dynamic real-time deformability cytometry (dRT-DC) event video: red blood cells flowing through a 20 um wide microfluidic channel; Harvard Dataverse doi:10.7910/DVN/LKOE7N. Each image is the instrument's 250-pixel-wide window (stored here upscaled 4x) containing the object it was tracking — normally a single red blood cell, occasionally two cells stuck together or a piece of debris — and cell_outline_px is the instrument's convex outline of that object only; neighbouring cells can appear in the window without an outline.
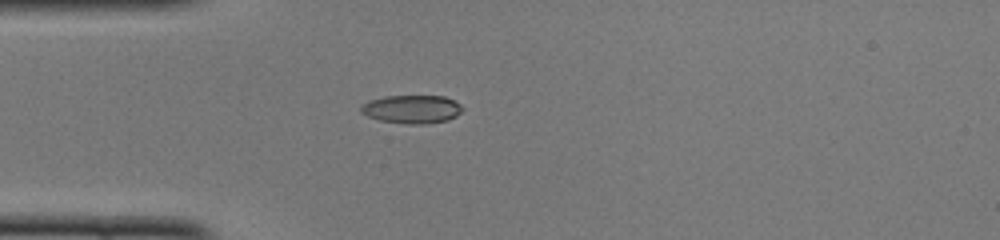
{"species": "common noctule bat (a hibernating species)", "species_latin": "Nyctalus noctula", "temperature_condition": "cold", "stored_images_in_passage": 37, "camera_frame_rate_fps": 3000, "um_per_image_px": 0.085, "animal": {"sex": "female", "body_mass_g": 22.0, "forearm_length_mm": 56.7}, "frame": {"image": 1, "passage_image": 1, "time_ms": 0.0, "image_size_px": [1000, 240], "cell_outline_px": [[464, 108], [456, 116], [448, 120], [424, 124], [408, 124], [380, 120], [368, 116], [360, 112], [360, 104], [368, 100], [388, 96], [444, 96], [460, 104]], "centroid_in_image_um": [34.99, 9.28], "position_along_channel_um": 50.0, "area_um2": 16.76}}
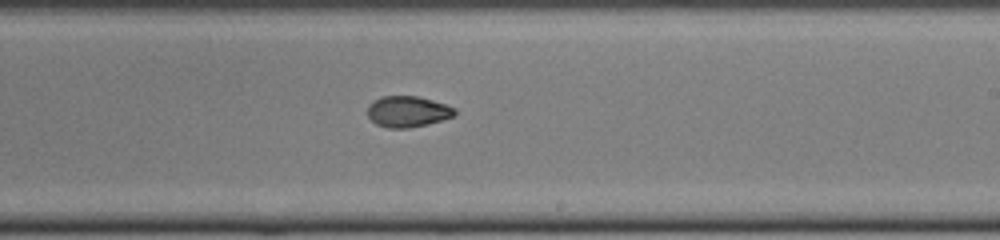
{"frame": {"image": 2, "passage_image": 17, "time_ms": 5.333, "image_size_px": [1000, 240], "cell_outline_px": [[456, 112], [452, 116], [428, 124], [408, 128], [388, 128], [376, 124], [368, 116], [368, 104], [372, 100], [380, 96], [416, 96], [432, 100], [456, 108]], "centroid_in_image_um": [34.61, 9.47], "position_along_channel_um": 254.4, "area_um2": 15.72}}
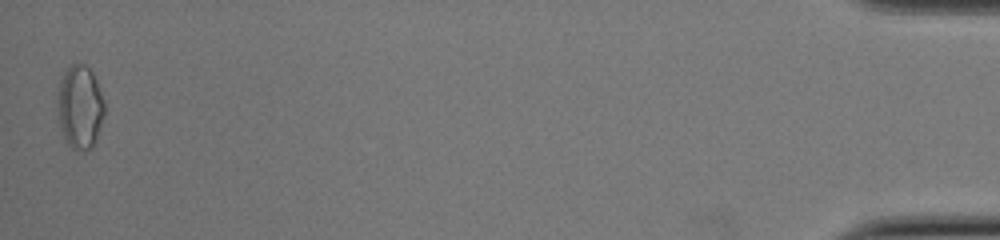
{"frame": {"image": 3, "passage_image": 37, "time_ms": 12.0, "image_size_px": [1000, 240], "cell_outline_px": [[104, 116], [92, 148], [88, 152], [80, 152], [72, 148], [68, 144], [60, 128], [56, 100], [56, 92], [60, 76], [72, 64], [84, 64], [92, 72], [96, 80], [104, 100]], "centroid_in_image_um": [6.77, 9.11], "position_along_channel_um": 428.4, "area_um2": 23.24}, "authors_computed_cell_mechanics": {"area_um2": 16.7042, "velocity_mm_per_s": 3.9978, "shape_relaxation_time_tau1_ms": 8.3812, "shape_relaxation_time_tau2_ms": 2.8853, "deformation_change_tau1": 0.1899, "deformation_change_tau2": 0.0682}}